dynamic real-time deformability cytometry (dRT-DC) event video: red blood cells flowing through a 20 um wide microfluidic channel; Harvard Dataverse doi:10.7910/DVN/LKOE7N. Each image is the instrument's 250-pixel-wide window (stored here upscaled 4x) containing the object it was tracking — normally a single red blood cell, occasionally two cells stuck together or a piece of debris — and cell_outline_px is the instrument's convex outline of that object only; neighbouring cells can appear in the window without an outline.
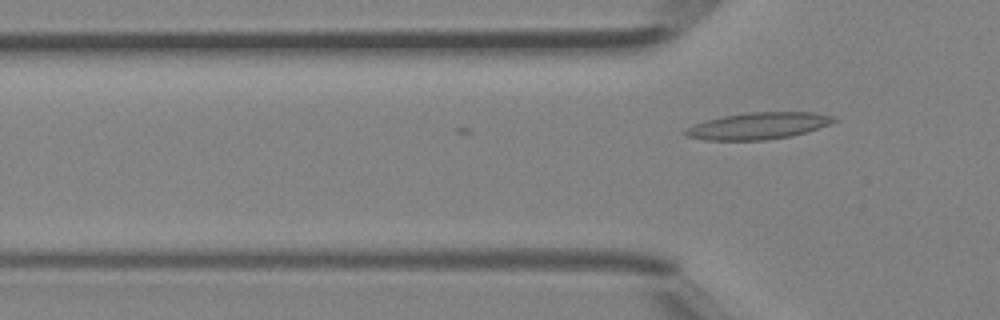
{"species": "Egyptian fruit bat (a non-hibernating species)", "species_latin": "Rousettus aegyptiacus", "temperature_condition": "room temperature", "stored_images_in_passage": 3, "camera_frame_rate_fps": 3000, "um_per_image_px": 0.085, "animal": {"sex": "female"}, "frame": {"image": 1, "passage_image": 3, "time_ms": 0.667, "image_size_px": [1000, 320], "cell_outline_px": [[840, 120], [832, 124], [808, 132], [792, 136], [764, 140], [708, 140], [688, 136], [684, 132], [684, 128], [708, 120], [724, 116], [748, 112], [812, 112], [832, 116]], "centroid_in_image_um": [64.53, 10.7], "position_along_channel_um": 61.3, "area_um2": 23.12}}